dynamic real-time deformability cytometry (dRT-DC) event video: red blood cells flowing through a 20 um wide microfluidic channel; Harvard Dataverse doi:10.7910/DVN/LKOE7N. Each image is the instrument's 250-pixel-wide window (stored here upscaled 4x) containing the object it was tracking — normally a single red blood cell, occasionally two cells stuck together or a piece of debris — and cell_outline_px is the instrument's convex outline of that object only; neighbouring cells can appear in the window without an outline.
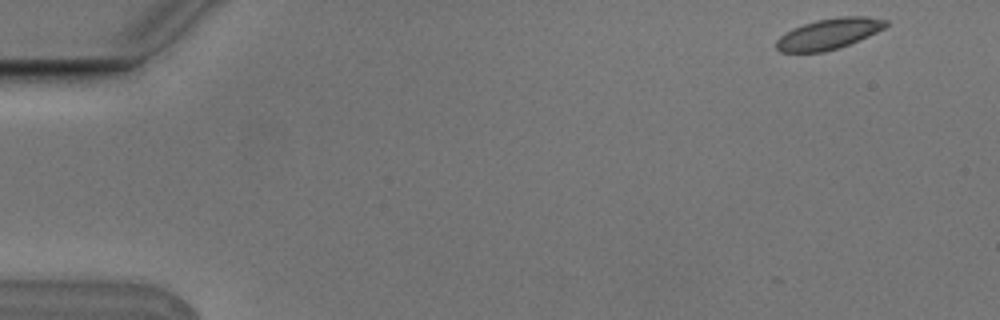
{"species": "Egyptian fruit bat (a non-hibernating species)", "species_latin": "Rousettus aegyptiacus", "temperature_condition": "cold", "stored_images_in_passage": 5, "segment_of_instrument_passage": [1, 2], "camera_frame_rate_fps": 3000, "um_per_image_px": 0.085, "animal": {"sex": "male"}, "frame": {"image": 1, "passage_image": 1, "time_ms": 0.0, "image_size_px": [1000, 320], "cell_outline_px": [[888, 24], [884, 28], [868, 36], [840, 48], [824, 52], [780, 52], [776, 48], [776, 40], [784, 32], [792, 28], [816, 20], [840, 16], [868, 16], [888, 20]], "centroid_in_image_um": [70.44, 2.87], "position_along_channel_um": 14.6, "area_um2": 19.77}}
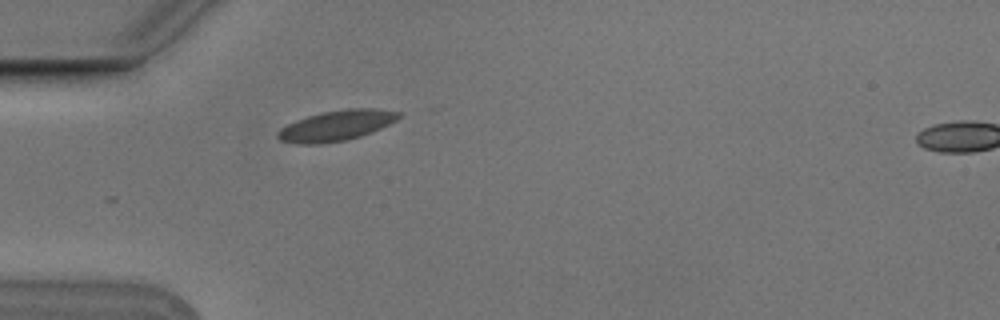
{"frame": {"image": 2, "passage_image": 4, "time_ms": 1.0, "image_size_px": [1000, 320], "cell_outline_px": [[400, 116], [396, 120], [372, 132], [348, 140], [324, 144], [296, 144], [280, 140], [276, 136], [276, 132], [280, 128], [296, 120], [308, 116], [324, 112], [348, 108], [376, 108], [400, 112]], "centroid_in_image_um": [28.57, 10.69], "position_along_channel_um": 56.4, "area_um2": 21.5}}